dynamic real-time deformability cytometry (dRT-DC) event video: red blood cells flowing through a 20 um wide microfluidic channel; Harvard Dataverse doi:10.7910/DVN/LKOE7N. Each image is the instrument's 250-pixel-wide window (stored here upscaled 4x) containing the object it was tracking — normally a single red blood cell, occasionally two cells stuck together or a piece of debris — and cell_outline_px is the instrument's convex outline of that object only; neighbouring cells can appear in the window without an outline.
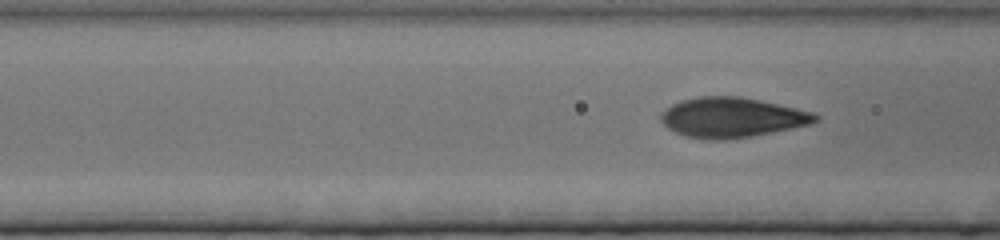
{"species": "human", "species_latin": "Homo sapiens", "temperature_condition": "cold", "stored_images_in_passage": 148, "camera_frame_rate_fps": 3000, "um_per_image_px": 0.085, "donor": {"sex": "female"}, "frame": {"image": 1, "passage_image": 33, "time_ms": 10.667, "image_size_px": [1000, 240], "cell_outline_px": [[820, 120], [812, 124], [752, 136], [728, 140], [708, 140], [684, 136], [668, 128], [660, 120], [660, 112], [664, 108], [680, 100], [700, 96], [740, 96], [760, 100], [796, 108], [812, 112], [820, 116]], "centroid_in_image_um": [62.19, 9.98], "position_along_channel_um": 104.4, "area_um2": 36.3}}
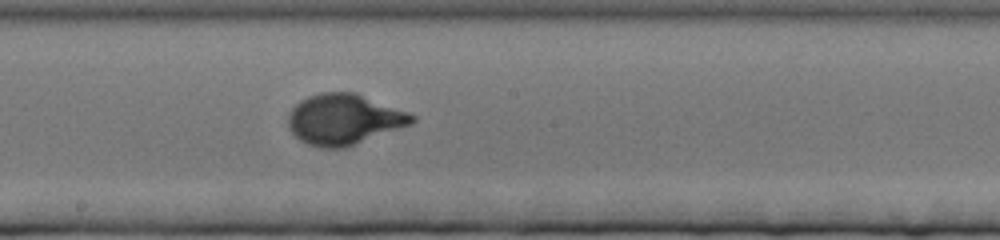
{"frame": {"image": 2, "passage_image": 64, "time_ms": 21.0, "image_size_px": [1000, 240], "cell_outline_px": [[416, 120], [412, 124], [344, 148], [320, 148], [308, 144], [300, 140], [288, 128], [288, 112], [300, 100], [308, 96], [320, 92], [356, 92], [408, 112], [416, 116]], "centroid_in_image_um": [29.23, 10.14], "position_along_channel_um": 219.0, "area_um2": 36.65}}
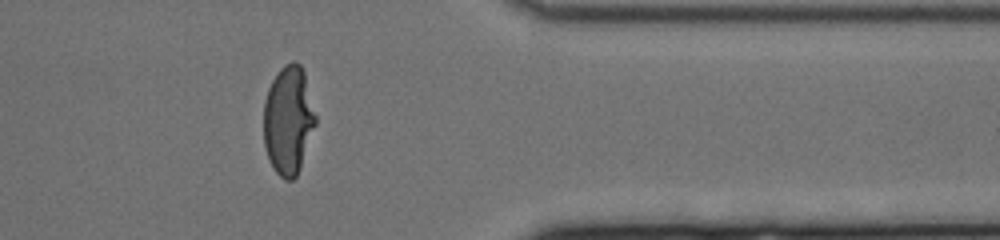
{"frame": {"image": 3, "passage_image": 113, "time_ms": 37.333, "image_size_px": [1000, 240], "cell_outline_px": [[316, 124], [300, 168], [296, 176], [292, 180], [284, 180], [276, 172], [268, 160], [264, 144], [264, 100], [268, 88], [272, 80], [280, 68], [284, 64], [292, 60], [300, 64], [304, 72], [316, 116]], "centroid_in_image_um": [24.5, 10.21], "position_along_channel_um": 386.9, "area_um2": 32.95}}